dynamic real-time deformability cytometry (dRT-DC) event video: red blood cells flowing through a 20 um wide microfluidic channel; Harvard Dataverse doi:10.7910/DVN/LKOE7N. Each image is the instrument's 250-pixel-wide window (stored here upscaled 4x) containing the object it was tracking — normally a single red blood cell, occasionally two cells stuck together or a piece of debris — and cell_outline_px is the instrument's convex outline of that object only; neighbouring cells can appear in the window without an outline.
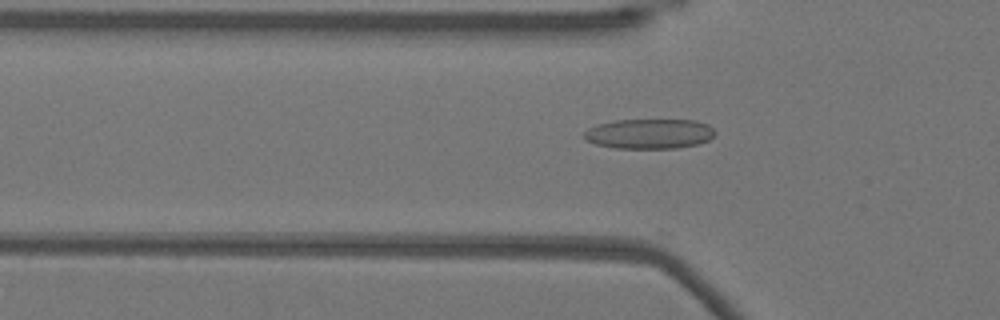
{"species": "Egyptian fruit bat (a non-hibernating species)", "species_latin": "Rousettus aegyptiacus", "temperature_condition": "warm", "stored_images_in_passage": 20, "camera_frame_rate_fps": 3000, "um_per_image_px": 0.085, "animal": {"sex": "female"}, "frame": {"image": 1, "passage_image": 17, "time_ms": 5.333, "image_size_px": [1000, 320], "cell_outline_px": [[716, 132], [708, 140], [696, 144], [676, 148], [616, 148], [596, 144], [588, 140], [584, 136], [584, 132], [588, 128], [596, 124], [612, 120], [696, 120], [708, 124]], "centroid_in_image_um": [55.18, 11.36], "position_along_channel_um": 70.6, "area_um2": 22.77}}